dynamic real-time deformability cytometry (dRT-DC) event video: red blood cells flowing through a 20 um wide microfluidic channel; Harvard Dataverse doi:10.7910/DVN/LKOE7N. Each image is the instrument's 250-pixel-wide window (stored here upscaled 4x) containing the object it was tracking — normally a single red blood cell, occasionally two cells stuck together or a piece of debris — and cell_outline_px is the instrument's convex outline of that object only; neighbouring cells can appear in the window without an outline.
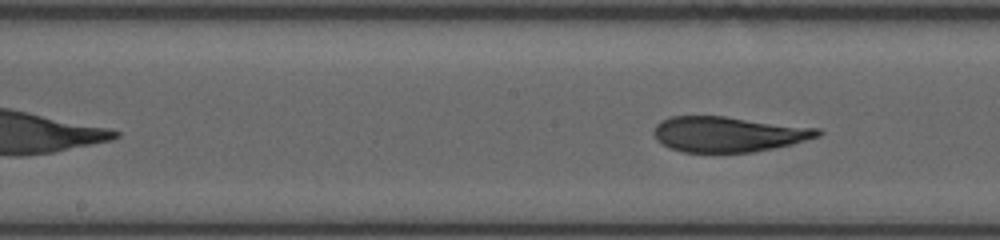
{"species": "human", "species_latin": "Homo sapiens", "temperature_condition": "room temperature", "stored_images_in_passage": 10, "segment_of_instrument_passage": [2, 2], "camera_frame_rate_fps": 3000, "um_per_image_px": 0.085, "donor": {"sex": "female"}, "frame": {"image": 1, "passage_image": 10, "time_ms": 5.0, "image_size_px": [1000, 240], "cell_outline_px": [[824, 132], [820, 136], [792, 144], [752, 152], [684, 152], [668, 148], [660, 144], [656, 140], [652, 132], [656, 124], [660, 120], [672, 116], [724, 116], [820, 128]], "centroid_in_image_um": [61.87, 11.4], "position_along_channel_um": 186.3, "area_um2": 34.04}}